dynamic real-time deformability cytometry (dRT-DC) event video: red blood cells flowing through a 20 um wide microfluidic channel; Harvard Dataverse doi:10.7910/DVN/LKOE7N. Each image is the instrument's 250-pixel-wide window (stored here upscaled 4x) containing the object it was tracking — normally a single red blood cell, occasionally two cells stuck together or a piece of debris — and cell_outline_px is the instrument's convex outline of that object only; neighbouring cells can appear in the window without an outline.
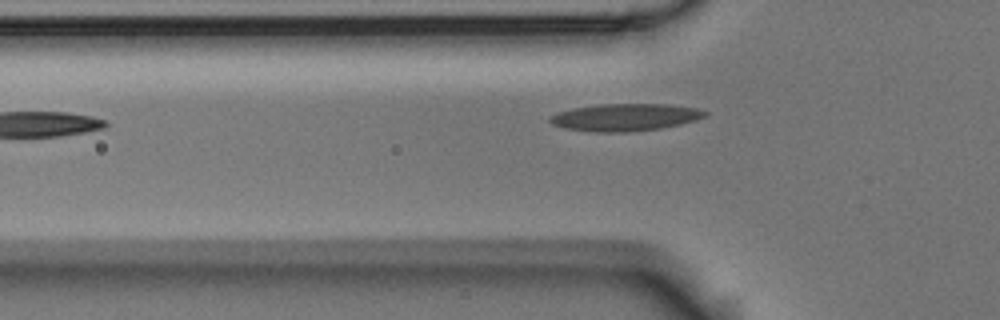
{"species": "Egyptian fruit bat (a non-hibernating species)", "species_latin": "Rousettus aegyptiacus", "temperature_condition": "room temperature", "stored_images_in_passage": 3, "camera_frame_rate_fps": 3000, "um_per_image_px": 0.085, "animal": {"sex": "male"}, "frame": {"image": 1, "passage_image": 3, "time_ms": 0.667, "image_size_px": [1000, 320], "cell_outline_px": [[708, 112], [704, 116], [696, 120], [680, 124], [660, 128], [628, 132], [596, 132], [564, 128], [552, 124], [548, 120], [548, 116], [572, 108], [600, 104], [668, 104], [696, 108]], "centroid_in_image_um": [53.11, 9.97], "position_along_channel_um": 72.7, "area_um2": 24.57}}